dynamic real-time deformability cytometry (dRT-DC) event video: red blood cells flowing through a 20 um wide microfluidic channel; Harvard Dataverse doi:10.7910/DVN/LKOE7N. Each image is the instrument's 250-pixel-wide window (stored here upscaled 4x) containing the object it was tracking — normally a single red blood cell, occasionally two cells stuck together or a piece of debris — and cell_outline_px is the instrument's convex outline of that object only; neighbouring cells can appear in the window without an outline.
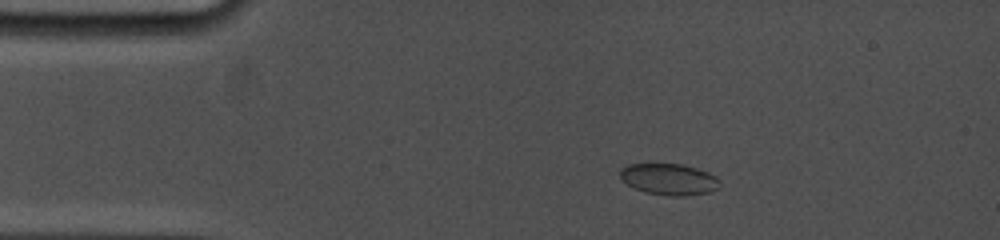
{"species": "common noctule bat (a hibernating species)", "species_latin": "Nyctalus noctula", "temperature_condition": "cold", "stored_images_in_passage": 37, "camera_frame_rate_fps": 5000, "um_per_image_px": 0.085, "animal": {"sex": "female", "body_mass_g": 19.0, "forearm_length_mm": 53.3}, "frame": {"image": 1, "passage_image": 6, "time_ms": 2.4, "image_size_px": [1000, 240], "cell_outline_px": [[720, 188], [708, 192], [684, 196], [668, 196], [644, 192], [620, 180], [620, 168], [628, 164], [684, 164], [708, 172], [716, 176], [720, 180]], "centroid_in_image_um": [56.87, 15.24], "position_along_channel_um": 28.1, "area_um2": 18.38}}
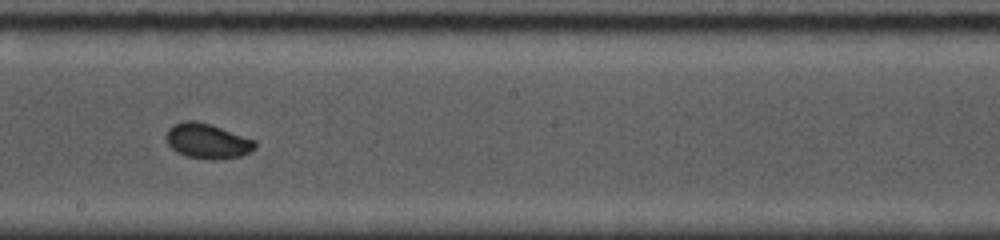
{"frame": {"image": 2, "passage_image": 19, "time_ms": 9.0, "image_size_px": [1000, 240], "cell_outline_px": [[256, 148], [240, 156], [216, 160], [212, 160], [188, 156], [176, 152], [164, 140], [164, 136], [168, 128], [172, 124], [184, 120], [196, 120], [256, 140]], "centroid_in_image_um": [17.57, 11.98], "position_along_channel_um": 230.6, "area_um2": 18.21}}
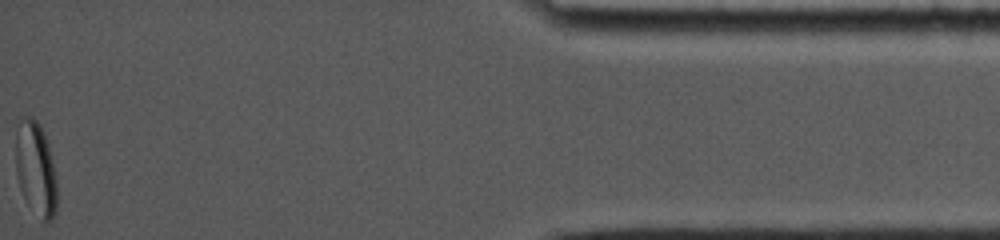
{"frame": {"image": 3, "passage_image": 37, "time_ms": 16.0, "image_size_px": [1000, 240], "cell_outline_px": [[56, 212], [52, 220], [48, 224], [44, 220], [24, 196], [20, 188], [16, 176], [16, 132], [20, 120], [24, 116], [32, 116], [40, 124], [44, 132], [48, 144], [56, 176]], "centroid_in_image_um": [3.04, 14.28], "position_along_channel_um": 432.2, "area_um2": 22.31}, "authors_computed_cell_mechanics": {"area_um2": 18.4382, "velocity_mm_per_s": 3.8315, "shape_relaxation_time_tau1_ms": 3.48, "shape_relaxation_time_tau2_ms": 0.9398, "deformation_change_tau1": 0.0715, "deformation_change_tau2": 0.03}}